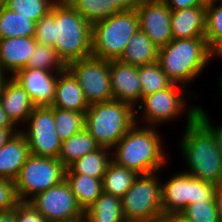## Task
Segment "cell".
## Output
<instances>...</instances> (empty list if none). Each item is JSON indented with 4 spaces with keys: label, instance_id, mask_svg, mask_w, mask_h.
Masks as SVG:
<instances>
[{
    "label": "cell",
    "instance_id": "6da1fadb",
    "mask_svg": "<svg viewBox=\"0 0 222 222\" xmlns=\"http://www.w3.org/2000/svg\"><path fill=\"white\" fill-rule=\"evenodd\" d=\"M34 39L53 47L65 66L92 57V25L66 0L56 1L36 22Z\"/></svg>",
    "mask_w": 222,
    "mask_h": 222
},
{
    "label": "cell",
    "instance_id": "7a4b0ae2",
    "mask_svg": "<svg viewBox=\"0 0 222 222\" xmlns=\"http://www.w3.org/2000/svg\"><path fill=\"white\" fill-rule=\"evenodd\" d=\"M186 131L181 139L182 157L189 170L183 171L202 181L222 185V157L214 134L197 118L198 107L190 108Z\"/></svg>",
    "mask_w": 222,
    "mask_h": 222
},
{
    "label": "cell",
    "instance_id": "3957f363",
    "mask_svg": "<svg viewBox=\"0 0 222 222\" xmlns=\"http://www.w3.org/2000/svg\"><path fill=\"white\" fill-rule=\"evenodd\" d=\"M137 124L115 145V152L111 151L112 162L139 175L157 172L167 162L160 134L155 126Z\"/></svg>",
    "mask_w": 222,
    "mask_h": 222
},
{
    "label": "cell",
    "instance_id": "277c9868",
    "mask_svg": "<svg viewBox=\"0 0 222 222\" xmlns=\"http://www.w3.org/2000/svg\"><path fill=\"white\" fill-rule=\"evenodd\" d=\"M212 58L213 51L205 37L172 39L158 50L161 69L173 83L181 86L200 75Z\"/></svg>",
    "mask_w": 222,
    "mask_h": 222
},
{
    "label": "cell",
    "instance_id": "5b68a950",
    "mask_svg": "<svg viewBox=\"0 0 222 222\" xmlns=\"http://www.w3.org/2000/svg\"><path fill=\"white\" fill-rule=\"evenodd\" d=\"M118 100L90 104L85 112L84 128L99 147L112 149L136 124L139 113Z\"/></svg>",
    "mask_w": 222,
    "mask_h": 222
},
{
    "label": "cell",
    "instance_id": "8992f818",
    "mask_svg": "<svg viewBox=\"0 0 222 222\" xmlns=\"http://www.w3.org/2000/svg\"><path fill=\"white\" fill-rule=\"evenodd\" d=\"M139 29L136 10L122 11L92 25V57L118 60Z\"/></svg>",
    "mask_w": 222,
    "mask_h": 222
},
{
    "label": "cell",
    "instance_id": "52a82bcc",
    "mask_svg": "<svg viewBox=\"0 0 222 222\" xmlns=\"http://www.w3.org/2000/svg\"><path fill=\"white\" fill-rule=\"evenodd\" d=\"M140 174L121 198L126 222H159L163 216L160 177Z\"/></svg>",
    "mask_w": 222,
    "mask_h": 222
},
{
    "label": "cell",
    "instance_id": "ba28073f",
    "mask_svg": "<svg viewBox=\"0 0 222 222\" xmlns=\"http://www.w3.org/2000/svg\"><path fill=\"white\" fill-rule=\"evenodd\" d=\"M65 172L66 167L59 159L30 154L14 180L19 201L28 202L37 194L59 184L65 180Z\"/></svg>",
    "mask_w": 222,
    "mask_h": 222
},
{
    "label": "cell",
    "instance_id": "9c48e42d",
    "mask_svg": "<svg viewBox=\"0 0 222 222\" xmlns=\"http://www.w3.org/2000/svg\"><path fill=\"white\" fill-rule=\"evenodd\" d=\"M217 187L183 171L178 172L161 184L163 215L179 214L192 203L213 202Z\"/></svg>",
    "mask_w": 222,
    "mask_h": 222
},
{
    "label": "cell",
    "instance_id": "30bf717a",
    "mask_svg": "<svg viewBox=\"0 0 222 222\" xmlns=\"http://www.w3.org/2000/svg\"><path fill=\"white\" fill-rule=\"evenodd\" d=\"M47 222H83L84 211L66 180L43 191L28 201Z\"/></svg>",
    "mask_w": 222,
    "mask_h": 222
},
{
    "label": "cell",
    "instance_id": "8fae6325",
    "mask_svg": "<svg viewBox=\"0 0 222 222\" xmlns=\"http://www.w3.org/2000/svg\"><path fill=\"white\" fill-rule=\"evenodd\" d=\"M81 86L88 104L113 100L110 61L89 57L66 66Z\"/></svg>",
    "mask_w": 222,
    "mask_h": 222
},
{
    "label": "cell",
    "instance_id": "7c38bea8",
    "mask_svg": "<svg viewBox=\"0 0 222 222\" xmlns=\"http://www.w3.org/2000/svg\"><path fill=\"white\" fill-rule=\"evenodd\" d=\"M27 123L29 129H22L20 132L28 143L30 154L58 159L62 140L55 127L54 107H35Z\"/></svg>",
    "mask_w": 222,
    "mask_h": 222
},
{
    "label": "cell",
    "instance_id": "4fadbf2b",
    "mask_svg": "<svg viewBox=\"0 0 222 222\" xmlns=\"http://www.w3.org/2000/svg\"><path fill=\"white\" fill-rule=\"evenodd\" d=\"M177 85L173 83L169 88L141 99L142 104H139L137 108L139 111L143 109V118L147 125L156 126L157 124L166 123V121L178 118L186 110V101L184 100L185 86Z\"/></svg>",
    "mask_w": 222,
    "mask_h": 222
},
{
    "label": "cell",
    "instance_id": "5bb4252c",
    "mask_svg": "<svg viewBox=\"0 0 222 222\" xmlns=\"http://www.w3.org/2000/svg\"><path fill=\"white\" fill-rule=\"evenodd\" d=\"M136 12L139 19V29L161 48L172 40L171 12L166 2L147 1L142 2Z\"/></svg>",
    "mask_w": 222,
    "mask_h": 222
},
{
    "label": "cell",
    "instance_id": "9a60e30c",
    "mask_svg": "<svg viewBox=\"0 0 222 222\" xmlns=\"http://www.w3.org/2000/svg\"><path fill=\"white\" fill-rule=\"evenodd\" d=\"M57 72L25 67L12 78L27 92L36 107L51 106L55 97Z\"/></svg>",
    "mask_w": 222,
    "mask_h": 222
},
{
    "label": "cell",
    "instance_id": "2e32d148",
    "mask_svg": "<svg viewBox=\"0 0 222 222\" xmlns=\"http://www.w3.org/2000/svg\"><path fill=\"white\" fill-rule=\"evenodd\" d=\"M110 78L113 99L135 108L136 103L142 99L138 67L119 60H110Z\"/></svg>",
    "mask_w": 222,
    "mask_h": 222
},
{
    "label": "cell",
    "instance_id": "e0dca14e",
    "mask_svg": "<svg viewBox=\"0 0 222 222\" xmlns=\"http://www.w3.org/2000/svg\"><path fill=\"white\" fill-rule=\"evenodd\" d=\"M11 76L0 91V100L10 121L16 126L26 123L36 107L27 92Z\"/></svg>",
    "mask_w": 222,
    "mask_h": 222
},
{
    "label": "cell",
    "instance_id": "ac0fdd59",
    "mask_svg": "<svg viewBox=\"0 0 222 222\" xmlns=\"http://www.w3.org/2000/svg\"><path fill=\"white\" fill-rule=\"evenodd\" d=\"M35 45L34 37L0 39V66L12 77L26 67Z\"/></svg>",
    "mask_w": 222,
    "mask_h": 222
},
{
    "label": "cell",
    "instance_id": "d6986e66",
    "mask_svg": "<svg viewBox=\"0 0 222 222\" xmlns=\"http://www.w3.org/2000/svg\"><path fill=\"white\" fill-rule=\"evenodd\" d=\"M89 106L77 79L65 68L58 74L55 97L51 107L86 112Z\"/></svg>",
    "mask_w": 222,
    "mask_h": 222
},
{
    "label": "cell",
    "instance_id": "ffe728a7",
    "mask_svg": "<svg viewBox=\"0 0 222 222\" xmlns=\"http://www.w3.org/2000/svg\"><path fill=\"white\" fill-rule=\"evenodd\" d=\"M206 6L171 12L172 39L205 37Z\"/></svg>",
    "mask_w": 222,
    "mask_h": 222
},
{
    "label": "cell",
    "instance_id": "44dd1931",
    "mask_svg": "<svg viewBox=\"0 0 222 222\" xmlns=\"http://www.w3.org/2000/svg\"><path fill=\"white\" fill-rule=\"evenodd\" d=\"M29 155L28 143L19 130L0 148V178L14 181Z\"/></svg>",
    "mask_w": 222,
    "mask_h": 222
},
{
    "label": "cell",
    "instance_id": "7402d4cb",
    "mask_svg": "<svg viewBox=\"0 0 222 222\" xmlns=\"http://www.w3.org/2000/svg\"><path fill=\"white\" fill-rule=\"evenodd\" d=\"M158 50L150 38L138 29L118 60L137 67L144 66L158 61Z\"/></svg>",
    "mask_w": 222,
    "mask_h": 222
},
{
    "label": "cell",
    "instance_id": "603a6c76",
    "mask_svg": "<svg viewBox=\"0 0 222 222\" xmlns=\"http://www.w3.org/2000/svg\"><path fill=\"white\" fill-rule=\"evenodd\" d=\"M110 151L111 149L98 147L66 168L65 174H84L89 177L103 179V175L112 161V152Z\"/></svg>",
    "mask_w": 222,
    "mask_h": 222
},
{
    "label": "cell",
    "instance_id": "cb8c5ba5",
    "mask_svg": "<svg viewBox=\"0 0 222 222\" xmlns=\"http://www.w3.org/2000/svg\"><path fill=\"white\" fill-rule=\"evenodd\" d=\"M72 193L85 212L103 193L102 179L84 174H65Z\"/></svg>",
    "mask_w": 222,
    "mask_h": 222
},
{
    "label": "cell",
    "instance_id": "d4e9b609",
    "mask_svg": "<svg viewBox=\"0 0 222 222\" xmlns=\"http://www.w3.org/2000/svg\"><path fill=\"white\" fill-rule=\"evenodd\" d=\"M83 222H126L121 198L103 192L84 212Z\"/></svg>",
    "mask_w": 222,
    "mask_h": 222
},
{
    "label": "cell",
    "instance_id": "484cf974",
    "mask_svg": "<svg viewBox=\"0 0 222 222\" xmlns=\"http://www.w3.org/2000/svg\"><path fill=\"white\" fill-rule=\"evenodd\" d=\"M98 147L95 139L84 128L62 141L58 159L68 168L76 160L96 150Z\"/></svg>",
    "mask_w": 222,
    "mask_h": 222
},
{
    "label": "cell",
    "instance_id": "4316f807",
    "mask_svg": "<svg viewBox=\"0 0 222 222\" xmlns=\"http://www.w3.org/2000/svg\"><path fill=\"white\" fill-rule=\"evenodd\" d=\"M36 22L2 7L0 9V39L16 37H34Z\"/></svg>",
    "mask_w": 222,
    "mask_h": 222
},
{
    "label": "cell",
    "instance_id": "83f0119b",
    "mask_svg": "<svg viewBox=\"0 0 222 222\" xmlns=\"http://www.w3.org/2000/svg\"><path fill=\"white\" fill-rule=\"evenodd\" d=\"M139 174L110 162L102 179L103 192L122 198Z\"/></svg>",
    "mask_w": 222,
    "mask_h": 222
},
{
    "label": "cell",
    "instance_id": "f1b7e54d",
    "mask_svg": "<svg viewBox=\"0 0 222 222\" xmlns=\"http://www.w3.org/2000/svg\"><path fill=\"white\" fill-rule=\"evenodd\" d=\"M91 25L105 20L119 11L111 0H66Z\"/></svg>",
    "mask_w": 222,
    "mask_h": 222
},
{
    "label": "cell",
    "instance_id": "f546056e",
    "mask_svg": "<svg viewBox=\"0 0 222 222\" xmlns=\"http://www.w3.org/2000/svg\"><path fill=\"white\" fill-rule=\"evenodd\" d=\"M138 76L142 89V98L169 88L173 82L161 69L158 61L138 67Z\"/></svg>",
    "mask_w": 222,
    "mask_h": 222
},
{
    "label": "cell",
    "instance_id": "4dcf8cb0",
    "mask_svg": "<svg viewBox=\"0 0 222 222\" xmlns=\"http://www.w3.org/2000/svg\"><path fill=\"white\" fill-rule=\"evenodd\" d=\"M54 122L58 136L63 141L84 129L85 112L54 107Z\"/></svg>",
    "mask_w": 222,
    "mask_h": 222
},
{
    "label": "cell",
    "instance_id": "1f68e13d",
    "mask_svg": "<svg viewBox=\"0 0 222 222\" xmlns=\"http://www.w3.org/2000/svg\"><path fill=\"white\" fill-rule=\"evenodd\" d=\"M26 67L57 73H61L66 68L53 47L39 43H36Z\"/></svg>",
    "mask_w": 222,
    "mask_h": 222
},
{
    "label": "cell",
    "instance_id": "d6a6232c",
    "mask_svg": "<svg viewBox=\"0 0 222 222\" xmlns=\"http://www.w3.org/2000/svg\"><path fill=\"white\" fill-rule=\"evenodd\" d=\"M205 38L212 51L222 42V2H206Z\"/></svg>",
    "mask_w": 222,
    "mask_h": 222
},
{
    "label": "cell",
    "instance_id": "836d02e7",
    "mask_svg": "<svg viewBox=\"0 0 222 222\" xmlns=\"http://www.w3.org/2000/svg\"><path fill=\"white\" fill-rule=\"evenodd\" d=\"M57 0H6L5 7L38 22Z\"/></svg>",
    "mask_w": 222,
    "mask_h": 222
},
{
    "label": "cell",
    "instance_id": "e575fe53",
    "mask_svg": "<svg viewBox=\"0 0 222 222\" xmlns=\"http://www.w3.org/2000/svg\"><path fill=\"white\" fill-rule=\"evenodd\" d=\"M179 214L188 222H219L215 200L189 204Z\"/></svg>",
    "mask_w": 222,
    "mask_h": 222
},
{
    "label": "cell",
    "instance_id": "d590c367",
    "mask_svg": "<svg viewBox=\"0 0 222 222\" xmlns=\"http://www.w3.org/2000/svg\"><path fill=\"white\" fill-rule=\"evenodd\" d=\"M19 202L14 181L0 178V212L16 207Z\"/></svg>",
    "mask_w": 222,
    "mask_h": 222
},
{
    "label": "cell",
    "instance_id": "8d00e7d4",
    "mask_svg": "<svg viewBox=\"0 0 222 222\" xmlns=\"http://www.w3.org/2000/svg\"><path fill=\"white\" fill-rule=\"evenodd\" d=\"M16 218L17 222H47L31 204L22 201L16 206Z\"/></svg>",
    "mask_w": 222,
    "mask_h": 222
},
{
    "label": "cell",
    "instance_id": "74e56055",
    "mask_svg": "<svg viewBox=\"0 0 222 222\" xmlns=\"http://www.w3.org/2000/svg\"><path fill=\"white\" fill-rule=\"evenodd\" d=\"M202 108L198 106L197 118L214 134L217 146L222 157V124L214 127L211 120Z\"/></svg>",
    "mask_w": 222,
    "mask_h": 222
},
{
    "label": "cell",
    "instance_id": "f35d334b",
    "mask_svg": "<svg viewBox=\"0 0 222 222\" xmlns=\"http://www.w3.org/2000/svg\"><path fill=\"white\" fill-rule=\"evenodd\" d=\"M171 10H180L190 7L206 6L205 0H166Z\"/></svg>",
    "mask_w": 222,
    "mask_h": 222
},
{
    "label": "cell",
    "instance_id": "ab89813d",
    "mask_svg": "<svg viewBox=\"0 0 222 222\" xmlns=\"http://www.w3.org/2000/svg\"><path fill=\"white\" fill-rule=\"evenodd\" d=\"M145 0H111L113 6L119 11L136 10V8Z\"/></svg>",
    "mask_w": 222,
    "mask_h": 222
},
{
    "label": "cell",
    "instance_id": "60d3db41",
    "mask_svg": "<svg viewBox=\"0 0 222 222\" xmlns=\"http://www.w3.org/2000/svg\"><path fill=\"white\" fill-rule=\"evenodd\" d=\"M0 129H18L8 118L0 100Z\"/></svg>",
    "mask_w": 222,
    "mask_h": 222
},
{
    "label": "cell",
    "instance_id": "b9f144b4",
    "mask_svg": "<svg viewBox=\"0 0 222 222\" xmlns=\"http://www.w3.org/2000/svg\"><path fill=\"white\" fill-rule=\"evenodd\" d=\"M0 222H17L16 207L0 212Z\"/></svg>",
    "mask_w": 222,
    "mask_h": 222
},
{
    "label": "cell",
    "instance_id": "7bdbcfd3",
    "mask_svg": "<svg viewBox=\"0 0 222 222\" xmlns=\"http://www.w3.org/2000/svg\"><path fill=\"white\" fill-rule=\"evenodd\" d=\"M215 201L217 205L218 219L222 222V185L218 186L215 193Z\"/></svg>",
    "mask_w": 222,
    "mask_h": 222
},
{
    "label": "cell",
    "instance_id": "ee69618b",
    "mask_svg": "<svg viewBox=\"0 0 222 222\" xmlns=\"http://www.w3.org/2000/svg\"><path fill=\"white\" fill-rule=\"evenodd\" d=\"M18 131V129H0V148H2L8 139Z\"/></svg>",
    "mask_w": 222,
    "mask_h": 222
},
{
    "label": "cell",
    "instance_id": "f6af8a7d",
    "mask_svg": "<svg viewBox=\"0 0 222 222\" xmlns=\"http://www.w3.org/2000/svg\"><path fill=\"white\" fill-rule=\"evenodd\" d=\"M159 222H188L180 214H167L163 215Z\"/></svg>",
    "mask_w": 222,
    "mask_h": 222
},
{
    "label": "cell",
    "instance_id": "bcb514c9",
    "mask_svg": "<svg viewBox=\"0 0 222 222\" xmlns=\"http://www.w3.org/2000/svg\"><path fill=\"white\" fill-rule=\"evenodd\" d=\"M6 72L3 70V68L0 66V91L4 87L6 81L8 80L6 77ZM6 77V78H5Z\"/></svg>",
    "mask_w": 222,
    "mask_h": 222
},
{
    "label": "cell",
    "instance_id": "7dc6e473",
    "mask_svg": "<svg viewBox=\"0 0 222 222\" xmlns=\"http://www.w3.org/2000/svg\"><path fill=\"white\" fill-rule=\"evenodd\" d=\"M213 56L222 58V42L213 50Z\"/></svg>",
    "mask_w": 222,
    "mask_h": 222
},
{
    "label": "cell",
    "instance_id": "c3c4849f",
    "mask_svg": "<svg viewBox=\"0 0 222 222\" xmlns=\"http://www.w3.org/2000/svg\"><path fill=\"white\" fill-rule=\"evenodd\" d=\"M6 4V0H0V9L4 7Z\"/></svg>",
    "mask_w": 222,
    "mask_h": 222
},
{
    "label": "cell",
    "instance_id": "681fc988",
    "mask_svg": "<svg viewBox=\"0 0 222 222\" xmlns=\"http://www.w3.org/2000/svg\"><path fill=\"white\" fill-rule=\"evenodd\" d=\"M222 2V0H207L206 2Z\"/></svg>",
    "mask_w": 222,
    "mask_h": 222
},
{
    "label": "cell",
    "instance_id": "f907efd6",
    "mask_svg": "<svg viewBox=\"0 0 222 222\" xmlns=\"http://www.w3.org/2000/svg\"><path fill=\"white\" fill-rule=\"evenodd\" d=\"M147 1H160V2H165L166 0H147Z\"/></svg>",
    "mask_w": 222,
    "mask_h": 222
},
{
    "label": "cell",
    "instance_id": "816d5d0a",
    "mask_svg": "<svg viewBox=\"0 0 222 222\" xmlns=\"http://www.w3.org/2000/svg\"><path fill=\"white\" fill-rule=\"evenodd\" d=\"M220 81H221V82H219V83H220V86H221V89H220V90L222 91V76H221V78H220Z\"/></svg>",
    "mask_w": 222,
    "mask_h": 222
}]
</instances>
